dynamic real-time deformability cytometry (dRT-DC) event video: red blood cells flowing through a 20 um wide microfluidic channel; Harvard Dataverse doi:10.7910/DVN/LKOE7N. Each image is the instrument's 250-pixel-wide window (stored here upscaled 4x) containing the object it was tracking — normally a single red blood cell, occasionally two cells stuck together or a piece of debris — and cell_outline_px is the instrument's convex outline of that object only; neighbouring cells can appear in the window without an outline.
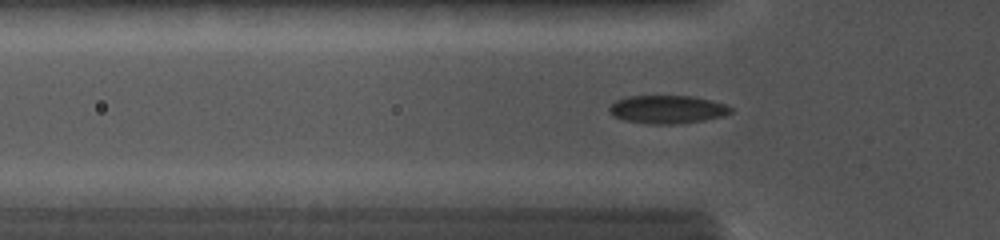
{"species": "common noctule bat (a hibernating species)", "species_latin": "Nyctalus noctula", "temperature_condition": "cold", "stored_images_in_passage": 48, "camera_frame_rate_fps": 5000, "um_per_image_px": 0.085, "animal": {"sex": "female", "body_mass_g": 19.0, "forearm_length_mm": 56.7}, "frame": {"image": 1, "passage_image": 10, "time_ms": 2.2, "image_size_px": [1000, 240], "cell_outline_px": [[732, 112], [724, 116], [704, 120], [676, 124], [648, 124], [624, 120], [612, 116], [608, 112], [608, 104], [616, 100], [628, 96], [692, 96], [712, 100], [724, 104], [732, 108]], "centroid_in_image_um": [56.68, 9.3], "position_along_channel_um": 69.1, "area_um2": 20.17}}
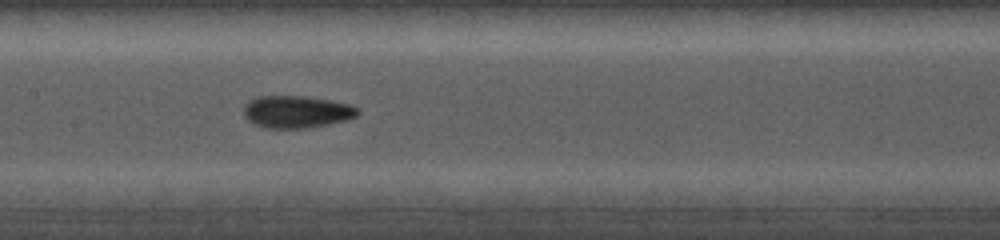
{"frame": {"image": 2, "passage_image": 23, "time_ms": 4.8, "image_size_px": [1000, 240], "cell_outline_px": [[360, 112], [356, 116], [348, 120], [308, 128], [264, 128], [248, 120], [244, 116], [244, 104], [248, 100], [256, 96], [304, 96], [328, 100], [348, 104], [356, 108]], "centroid_in_image_um": [25.17, 9.5], "position_along_channel_um": 182.2, "area_um2": 21.44}}
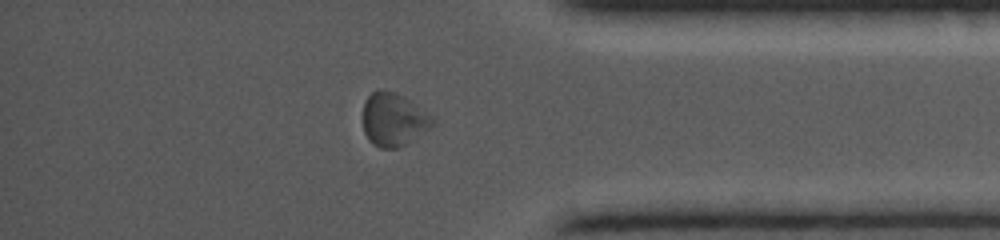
{"frame": {"image": 3, "passage_image": 39, "time_ms": 10.0, "image_size_px": [1000, 240], "cell_outline_px": [[436, 120], [428, 128], [412, 140], [400, 148], [380, 148], [372, 144], [368, 140], [364, 132], [364, 100], [376, 88], [380, 88], [396, 92], [404, 96], [432, 116]], "centroid_in_image_um": [33.42, 10.14], "position_along_channel_um": 401.8, "area_um2": 21.62}}